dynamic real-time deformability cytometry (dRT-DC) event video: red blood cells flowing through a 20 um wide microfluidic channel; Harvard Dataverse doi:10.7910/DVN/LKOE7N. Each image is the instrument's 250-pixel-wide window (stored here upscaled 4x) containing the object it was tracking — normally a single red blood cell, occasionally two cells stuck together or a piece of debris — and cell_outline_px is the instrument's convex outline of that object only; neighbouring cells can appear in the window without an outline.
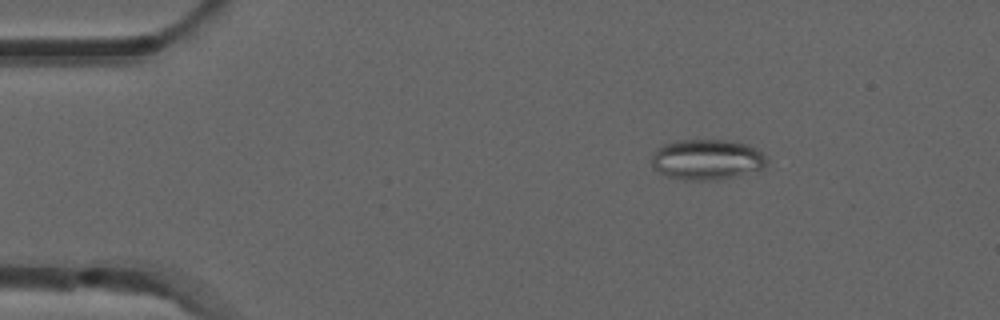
{"species": "common noctule bat (a hibernating species)", "species_latin": "Nyctalus noctula", "temperature_condition": "room temperature", "stored_images_in_passage": 4, "camera_frame_rate_fps": 3000, "um_per_image_px": 0.085, "animal": {"sex": "male", "forearm_length_mm": 52.5}, "frame": {"image": 1, "passage_image": 2, "time_ms": 0.333, "image_size_px": [1000, 320], "cell_outline_px": [[768, 164], [760, 168], [732, 176], [716, 180], [684, 180], [668, 176], [652, 168], [652, 156], [656, 148], [664, 144], [676, 140], [728, 140], [748, 144], [756, 148], [768, 160]], "centroid_in_image_um": [60.04, 13.54], "position_along_channel_um": 25.0, "area_um2": 26.99}}